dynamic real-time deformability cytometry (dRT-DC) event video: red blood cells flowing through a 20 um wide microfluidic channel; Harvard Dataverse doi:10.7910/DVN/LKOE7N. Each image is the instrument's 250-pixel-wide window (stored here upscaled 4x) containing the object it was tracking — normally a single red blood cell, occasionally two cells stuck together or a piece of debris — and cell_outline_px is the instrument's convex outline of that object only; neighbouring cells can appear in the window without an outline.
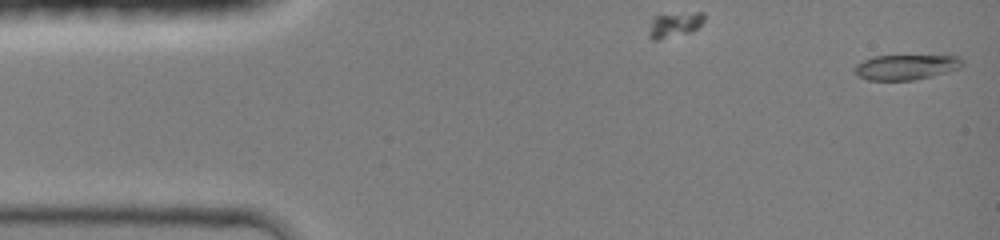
{"species": "common noctule bat (a hibernating species)", "species_latin": "Nyctalus noctula", "temperature_condition": "room temperature", "stored_images_in_passage": 28, "segment_of_instrument_passage": [1, 2], "camera_frame_rate_fps": 3000, "um_per_image_px": 0.085, "animal": {"sex": "female", "body_mass_g": 19.0, "forearm_length_mm": 51.5}, "frame": {"image": 1, "passage_image": 1, "time_ms": 0.0, "image_size_px": [1000, 240], "cell_outline_px": [[964, 64], [960, 68], [948, 72], [916, 80], [868, 80], [856, 76], [852, 68], [856, 64], [872, 56], [960, 56], [964, 60]], "centroid_in_image_um": [77.0, 5.71], "position_along_channel_um": 8.0, "area_um2": 16.01}}
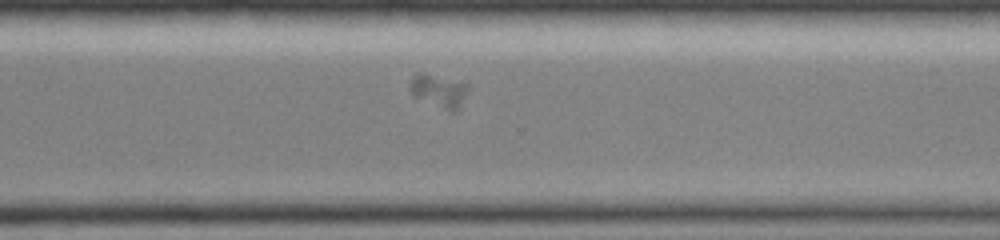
{"frame": {"image": 2, "passage_image": 22, "time_ms": 8.667, "image_size_px": [1000, 240], "cell_outline_px": [[468, 92], [460, 108], [456, 112], [452, 112], [416, 96], [408, 88], [408, 84], [412, 76], [416, 72], [420, 72], [464, 80], [468, 84]], "centroid_in_image_um": [37.35, 7.66], "position_along_channel_um": 333.2, "area_um2": 11.5}}
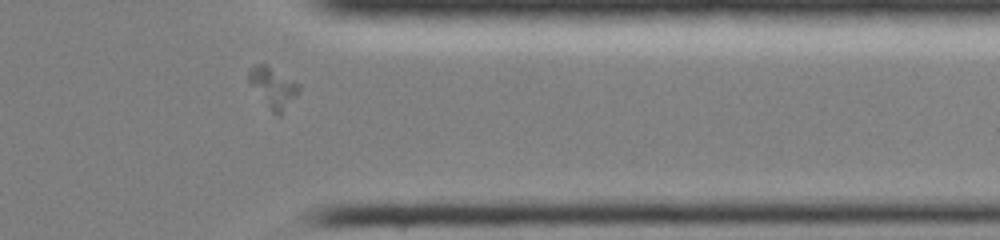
{"frame": {"image": 3, "passage_image": 25, "time_ms": 10.0, "image_size_px": [1000, 240], "cell_outline_px": [[300, 92], [284, 112], [280, 116], [276, 116], [272, 112], [248, 80], [248, 68], [256, 64], [264, 64], [300, 84]], "centroid_in_image_um": [23.24, 7.46], "position_along_channel_um": 388.2, "area_um2": 11.62}}